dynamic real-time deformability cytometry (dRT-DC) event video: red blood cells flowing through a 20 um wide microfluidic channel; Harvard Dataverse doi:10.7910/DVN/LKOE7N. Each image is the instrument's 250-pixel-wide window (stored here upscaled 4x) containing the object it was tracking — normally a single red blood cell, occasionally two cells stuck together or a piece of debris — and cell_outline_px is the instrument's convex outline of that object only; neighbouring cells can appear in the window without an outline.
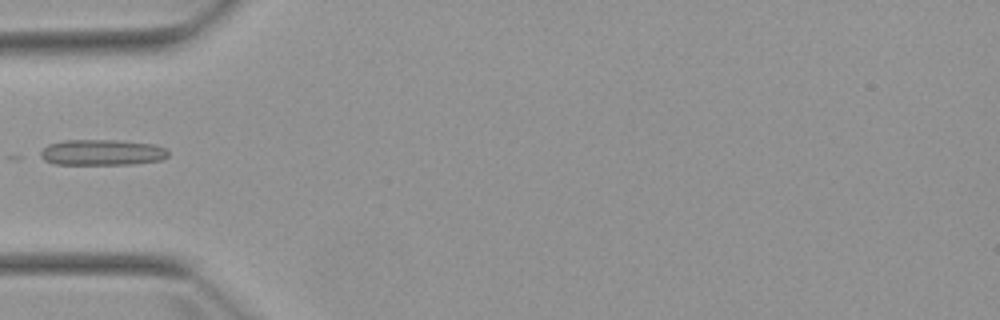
{"species": "Egyptian fruit bat (a non-hibernating species)", "species_latin": "Rousettus aegyptiacus", "temperature_condition": "warm", "stored_images_in_passage": 5, "camera_frame_rate_fps": 3000, "um_per_image_px": 0.085, "animal": {"sex": "female"}, "frame": {"image": 1, "passage_image": 4, "time_ms": 3.667, "image_size_px": [1000, 320], "cell_outline_px": [[168, 156], [160, 160], [132, 164], [56, 164], [44, 160], [36, 156], [40, 148], [48, 144], [64, 140], [120, 140], [156, 144], [164, 148], [168, 152]], "centroid_in_image_um": [8.6, 12.95], "position_along_channel_um": 76.4, "area_um2": 19.54}}
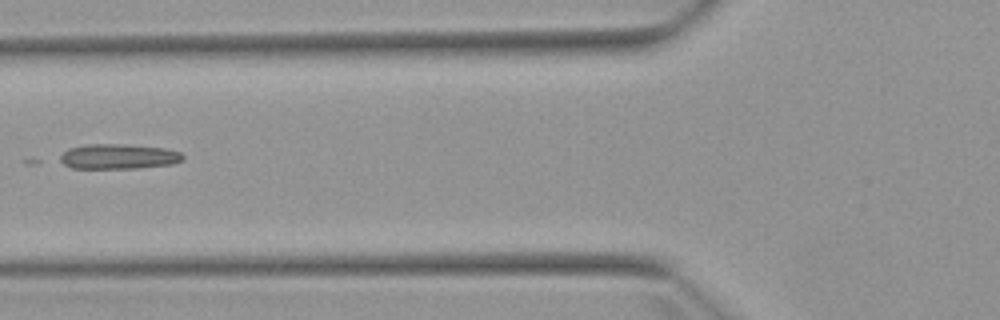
{"frame": {"image": 2, "passage_image": 5, "time_ms": 4.667, "image_size_px": [1000, 320], "cell_outline_px": [[184, 160], [172, 164], [136, 168], [72, 168], [56, 160], [68, 148], [88, 144], [124, 144], [164, 148], [180, 152], [184, 156]], "centroid_in_image_um": [10.05, 13.3], "position_along_channel_um": 115.8, "area_um2": 17.98}}